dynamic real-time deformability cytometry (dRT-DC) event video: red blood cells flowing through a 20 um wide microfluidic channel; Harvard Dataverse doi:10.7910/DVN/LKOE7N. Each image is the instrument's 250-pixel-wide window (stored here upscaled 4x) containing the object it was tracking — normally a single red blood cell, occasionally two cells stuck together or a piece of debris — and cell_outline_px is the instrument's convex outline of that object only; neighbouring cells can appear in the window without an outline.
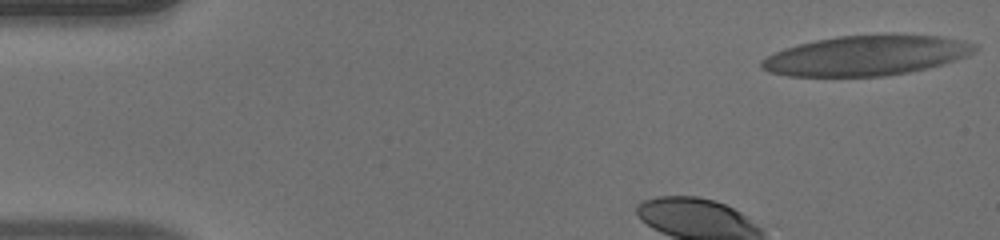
{"species": "human", "species_latin": "Homo sapiens", "temperature_condition": "warm", "stored_images_in_passage": 38, "camera_frame_rate_fps": 3000, "um_per_image_px": 0.085, "donor": {"sex": "male"}, "frame": {"image": 1, "passage_image": 1, "time_ms": 0.0, "image_size_px": [1000, 240], "cell_outline_px": [[980, 48], [976, 52], [968, 56], [956, 60], [928, 68], [908, 72], [884, 76], [788, 76], [768, 72], [760, 68], [760, 60], [784, 48], [816, 40], [836, 36], [888, 32], [896, 32], [940, 36], [964, 40], [980, 44]], "centroid_in_image_um": [73.73, 4.68], "position_along_channel_um": 11.3, "area_um2": 51.04}}
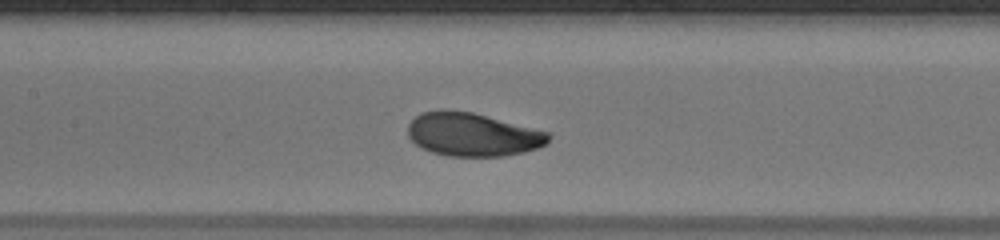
{"frame": {"image": 2, "passage_image": 18, "time_ms": 5.667, "image_size_px": [1000, 240], "cell_outline_px": [[552, 136], [548, 144], [524, 152], [504, 156], [448, 156], [432, 152], [416, 144], [408, 136], [408, 124], [420, 112], [440, 108], [448, 108], [472, 112], [552, 132]], "centroid_in_image_um": [40.2, 11.41], "position_along_channel_um": 167.2, "area_um2": 36.13}}
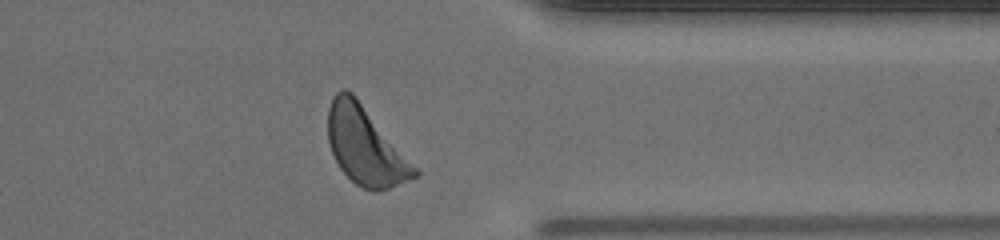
{"frame": {"image": 3, "passage_image": 35, "time_ms": 11.333, "image_size_px": [1000, 240], "cell_outline_px": [[420, 176], [388, 188], [376, 192], [372, 192], [356, 184], [340, 168], [332, 152], [328, 140], [328, 108], [332, 96], [340, 88], [348, 88], [356, 96], [420, 168]], "centroid_in_image_um": [31.1, 12.39], "position_along_channel_um": 380.3, "area_um2": 39.94}, "authors_computed_cell_mechanics": {"area_um2": 36.0672, "velocity_mm_per_s": 3.8953, "shape_relaxation_time_tau1_ms": 2.4325, "shape_relaxation_time_tau2_ms": null, "deformation_change_tau1": 0.1448, "deformation_change_tau2": null}}